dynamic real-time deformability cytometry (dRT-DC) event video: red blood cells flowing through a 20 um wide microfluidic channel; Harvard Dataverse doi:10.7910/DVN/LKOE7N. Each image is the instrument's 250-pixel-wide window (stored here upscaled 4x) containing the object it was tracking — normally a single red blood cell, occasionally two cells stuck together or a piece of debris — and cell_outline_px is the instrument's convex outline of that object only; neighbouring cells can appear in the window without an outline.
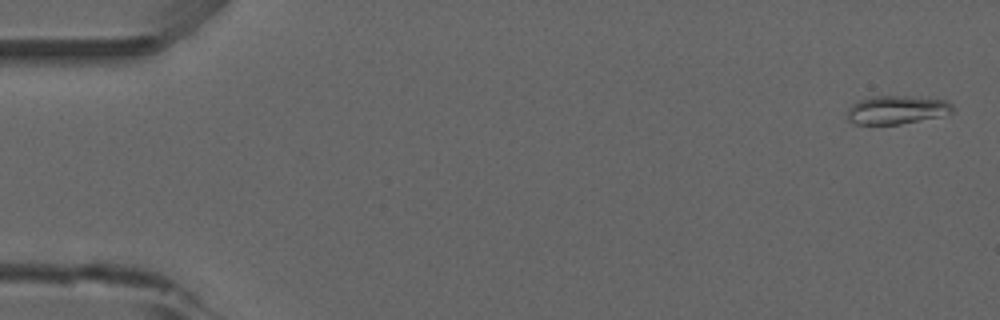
{"species": "common noctule bat (a hibernating species)", "species_latin": "Nyctalus noctula", "temperature_condition": "room temperature", "stored_images_in_passage": 11, "camera_frame_rate_fps": 3000, "um_per_image_px": 0.085, "animal": {"sex": "male", "forearm_length_mm": 52.5}, "frame": {"image": 1, "passage_image": 2, "time_ms": 0.333, "image_size_px": [1000, 320], "cell_outline_px": [[956, 108], [952, 112], [940, 116], [900, 124], [852, 124], [848, 120], [848, 108], [852, 104], [860, 100], [872, 96], [904, 96], [948, 100]], "centroid_in_image_um": [76.23, 9.33], "position_along_channel_um": 8.8, "area_um2": 17.46}}